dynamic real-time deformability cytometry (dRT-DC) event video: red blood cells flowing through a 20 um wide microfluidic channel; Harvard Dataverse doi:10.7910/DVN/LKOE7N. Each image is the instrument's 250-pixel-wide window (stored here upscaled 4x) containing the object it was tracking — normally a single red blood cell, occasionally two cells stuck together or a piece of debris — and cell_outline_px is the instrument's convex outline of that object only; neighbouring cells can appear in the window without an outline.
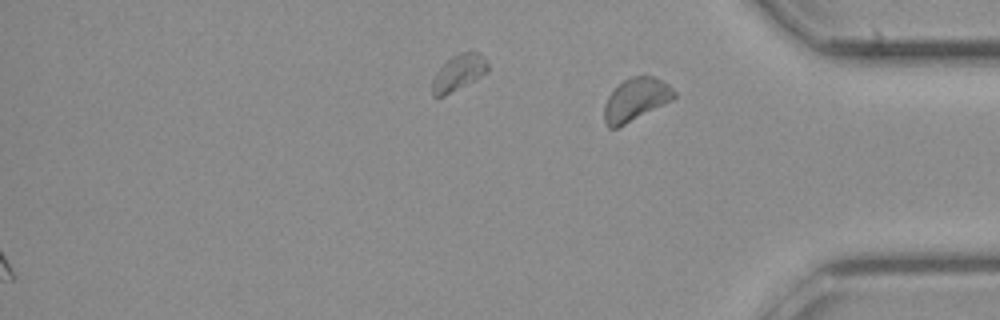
{"species": "common noctule bat (a hibernating species)", "species_latin": "Nyctalus noctula", "temperature_condition": "cold", "stored_images_in_passage": 29, "segment_of_instrument_passage": [2, 2], "camera_frame_rate_fps": 3000, "um_per_image_px": 0.085, "animal": {"sex": "female", "body_mass_g": 21.9}, "frame": {"image": 1, "passage_image": 29, "time_ms": 9.333, "image_size_px": [1000, 320], "cell_outline_px": [[676, 96], [672, 100], [616, 128], [608, 128], [604, 124], [604, 104], [608, 96], [624, 80], [632, 76], [652, 76], [668, 84], [676, 92]], "centroid_in_image_um": [54.03, 8.46], "position_along_channel_um": 381.2, "area_um2": 17.11}}